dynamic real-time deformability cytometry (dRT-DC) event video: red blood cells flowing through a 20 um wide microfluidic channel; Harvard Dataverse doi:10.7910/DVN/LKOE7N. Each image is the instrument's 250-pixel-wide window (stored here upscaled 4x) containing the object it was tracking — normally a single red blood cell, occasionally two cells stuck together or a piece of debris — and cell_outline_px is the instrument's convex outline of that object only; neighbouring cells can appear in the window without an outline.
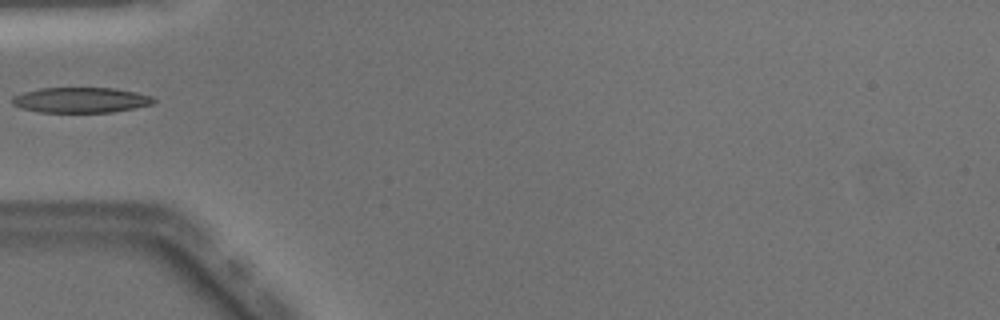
{"species": "Egyptian fruit bat (a non-hibernating species)", "species_latin": "Rousettus aegyptiacus", "temperature_condition": "warm", "stored_images_in_passage": 7, "camera_frame_rate_fps": 3000, "um_per_image_px": 0.085, "animal": {"sex": "male"}, "frame": {"image": 1, "passage_image": 1, "time_ms": 0.0, "image_size_px": [1000, 320], "cell_outline_px": [[156, 104], [112, 112], [40, 112], [20, 108], [12, 104], [12, 96], [24, 92], [40, 88], [112, 88], [136, 92], [152, 96], [156, 100]], "centroid_in_image_um": [6.88, 8.5], "position_along_channel_um": 78.1, "area_um2": 20.98}}